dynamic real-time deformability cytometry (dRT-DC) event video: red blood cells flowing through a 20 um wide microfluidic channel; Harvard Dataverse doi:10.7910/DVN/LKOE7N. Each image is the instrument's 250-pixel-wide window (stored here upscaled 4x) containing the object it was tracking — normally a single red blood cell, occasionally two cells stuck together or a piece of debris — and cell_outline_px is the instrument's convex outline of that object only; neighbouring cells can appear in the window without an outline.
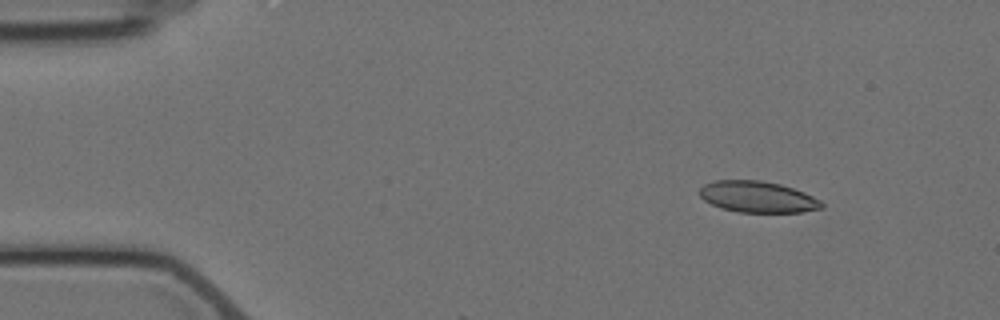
{"species": "Egyptian fruit bat (a non-hibernating species)", "species_latin": "Rousettus aegyptiacus", "temperature_condition": "cold", "stored_images_in_passage": 5, "camera_frame_rate_fps": 3000, "um_per_image_px": 0.085, "animal": {"sex": "female"}, "frame": {"image": 1, "passage_image": 2, "time_ms": 1.0, "image_size_px": [1000, 320], "cell_outline_px": [[824, 208], [800, 212], [740, 212], [720, 208], [704, 200], [700, 196], [700, 188], [704, 184], [716, 180], [760, 180], [780, 184], [804, 192], [820, 200], [824, 204]], "centroid_in_image_um": [64.4, 16.73], "position_along_channel_um": 20.6, "area_um2": 22.2}}
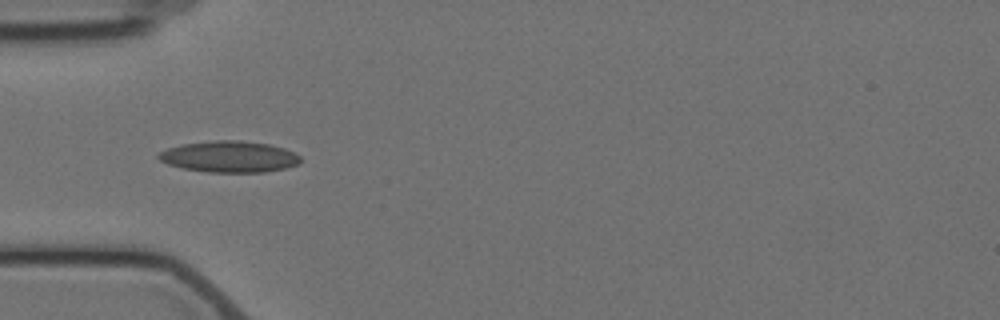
{"frame": {"image": 2, "passage_image": 5, "time_ms": 4.667, "image_size_px": [1000, 320], "cell_outline_px": [[300, 164], [284, 168], [264, 172], [208, 172], [184, 168], [168, 164], [160, 160], [156, 156], [160, 152], [168, 148], [180, 144], [216, 140], [240, 140], [268, 144], [284, 148], [300, 156]], "centroid_in_image_um": [19.48, 13.31], "position_along_channel_um": 65.5, "area_um2": 25.78}}